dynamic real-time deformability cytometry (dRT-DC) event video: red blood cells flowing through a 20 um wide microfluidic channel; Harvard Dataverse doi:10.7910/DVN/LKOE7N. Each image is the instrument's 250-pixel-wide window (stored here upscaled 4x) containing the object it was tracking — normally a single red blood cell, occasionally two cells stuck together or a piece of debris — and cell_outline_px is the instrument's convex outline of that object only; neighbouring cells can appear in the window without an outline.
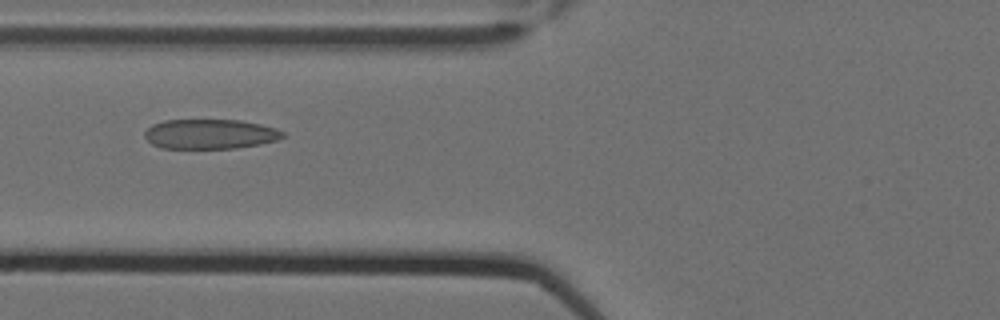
{"species": "Egyptian fruit bat (a non-hibernating species)", "species_latin": "Rousettus aegyptiacus", "temperature_condition": "cold", "stored_images_in_passage": 3, "camera_frame_rate_fps": 3000, "um_per_image_px": 0.085, "animal": {"sex": "female"}, "frame": {"image": 1, "passage_image": 3, "time_ms": 0.667, "image_size_px": [1000, 320], "cell_outline_px": [[284, 136], [276, 140], [260, 144], [236, 148], [160, 148], [152, 144], [144, 136], [144, 132], [152, 124], [164, 120], [240, 120], [260, 124], [276, 128], [284, 132]], "centroid_in_image_um": [17.84, 11.39], "position_along_channel_um": 108.0, "area_um2": 23.93}}